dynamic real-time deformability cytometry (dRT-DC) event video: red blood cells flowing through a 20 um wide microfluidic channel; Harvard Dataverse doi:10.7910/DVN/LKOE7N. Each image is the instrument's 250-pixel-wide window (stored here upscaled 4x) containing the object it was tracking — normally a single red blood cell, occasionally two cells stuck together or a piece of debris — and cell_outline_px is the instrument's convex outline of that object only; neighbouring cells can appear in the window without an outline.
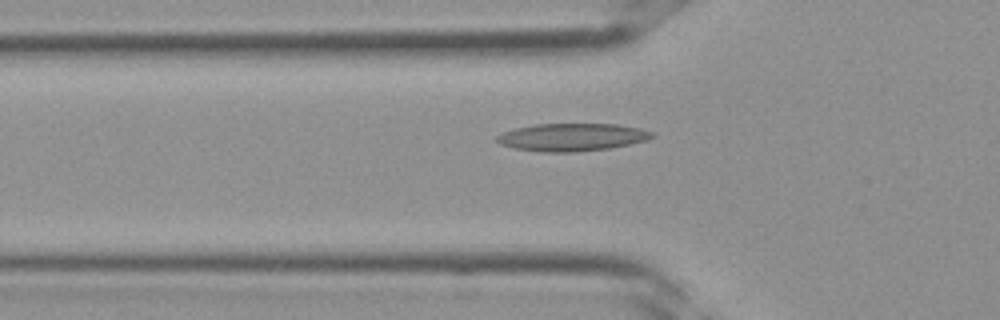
{"species": "Egyptian fruit bat (a non-hibernating species)", "species_latin": "Rousettus aegyptiacus", "temperature_condition": "room temperature", "stored_images_in_passage": 36, "camera_frame_rate_fps": 3000, "um_per_image_px": 0.085, "frame": {"image": 1, "passage_image": 12, "time_ms": 3.667, "image_size_px": [1000, 320], "cell_outline_px": [[656, 136], [644, 140], [628, 144], [608, 148], [576, 152], [540, 152], [516, 148], [500, 144], [496, 140], [496, 136], [504, 132], [516, 128], [536, 124], [616, 124], [640, 128], [652, 132]], "centroid_in_image_um": [48.6, 11.66], "position_along_channel_um": 77.2, "area_um2": 24.8}}
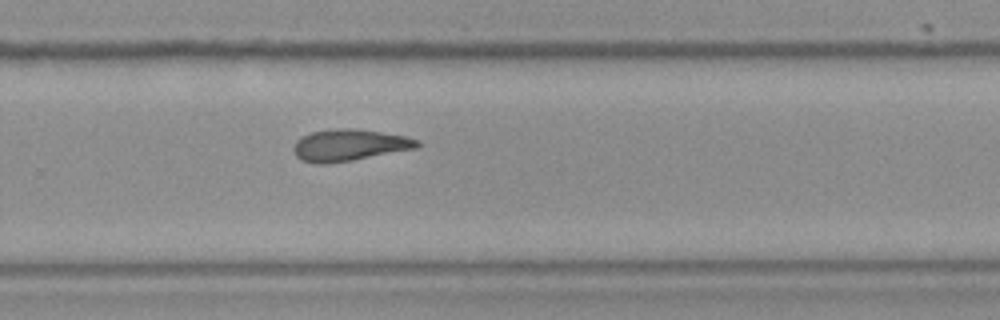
{"frame": {"image": 2, "passage_image": 24, "time_ms": 7.667, "image_size_px": [1000, 320], "cell_outline_px": [[420, 148], [352, 160], [324, 164], [316, 164], [300, 160], [296, 156], [292, 148], [296, 140], [312, 132], [340, 128], [352, 128], [380, 132], [404, 136], [420, 140]], "centroid_in_image_um": [29.7, 12.35], "position_along_channel_um": 300.1, "area_um2": 22.83}}
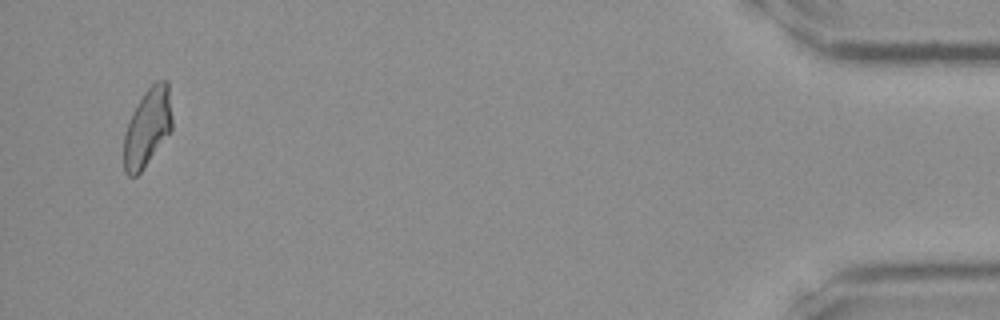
{"frame": {"image": 3, "passage_image": 35, "time_ms": 11.333, "image_size_px": [1000, 320], "cell_outline_px": [[172, 128], [144, 168], [136, 176], [128, 176], [124, 172], [124, 132], [132, 112], [144, 92], [156, 80], [168, 80], [172, 120]], "centroid_in_image_um": [12.52, 10.82], "position_along_channel_um": 422.7, "area_um2": 21.91}}